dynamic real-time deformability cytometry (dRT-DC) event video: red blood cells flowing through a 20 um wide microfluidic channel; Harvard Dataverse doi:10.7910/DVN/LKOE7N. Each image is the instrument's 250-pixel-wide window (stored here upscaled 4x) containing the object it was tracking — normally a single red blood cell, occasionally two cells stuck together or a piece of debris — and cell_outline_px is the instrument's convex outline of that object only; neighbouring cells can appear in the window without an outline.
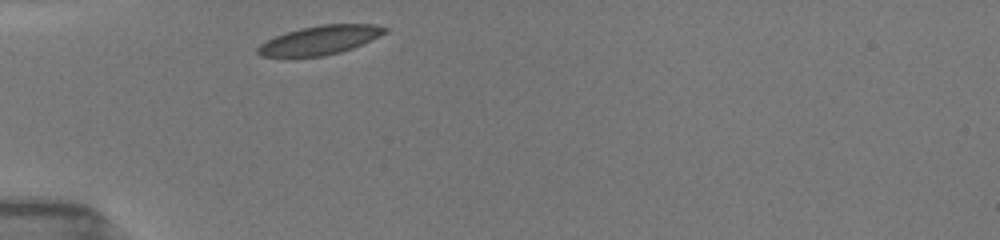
{"species": "common noctule bat (a hibernating species)", "species_latin": "Nyctalus noctula", "temperature_condition": "room temperature", "stored_images_in_passage": 27, "camera_frame_rate_fps": 3000, "um_per_image_px": 0.085, "animal": {"sex": "female", "body_mass_g": 19.5, "forearm_length_mm": 54.1}, "frame": {"image": 1, "passage_image": 1, "time_ms": 0.0, "image_size_px": [1000, 240], "cell_outline_px": [[388, 32], [352, 48], [340, 52], [324, 56], [260, 56], [256, 52], [256, 48], [260, 44], [276, 36], [300, 28], [320, 24], [372, 24], [388, 28]], "centroid_in_image_um": [27.2, 3.4], "position_along_channel_um": 57.8, "area_um2": 21.15}}
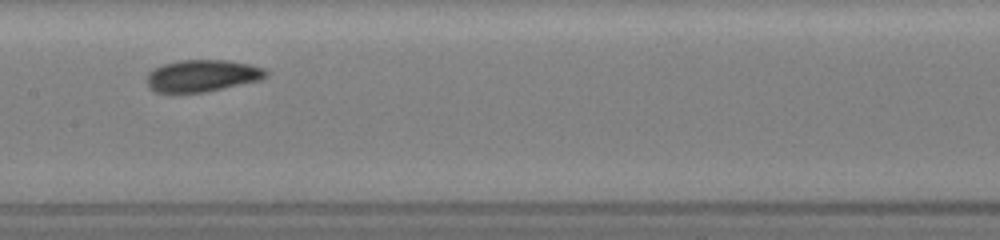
{"frame": {"image": 2, "passage_image": 11, "time_ms": 3.667, "image_size_px": [1000, 240], "cell_outline_px": [[268, 72], [260, 80], [204, 92], [156, 92], [144, 80], [148, 72], [152, 68], [164, 64], [180, 60], [228, 60], [252, 64], [264, 68]], "centroid_in_image_um": [17.17, 6.42], "position_along_channel_um": 190.2, "area_um2": 22.14}}
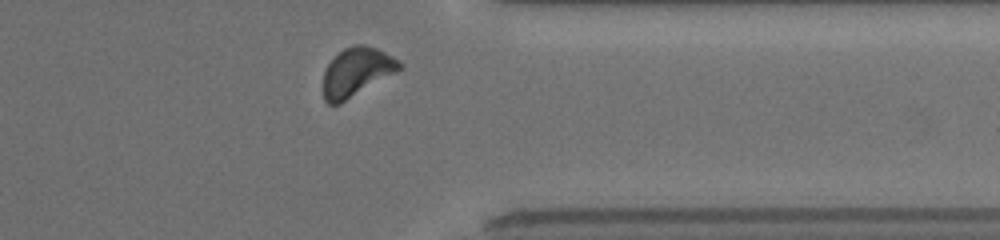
{"frame": {"image": 3, "passage_image": 24, "time_ms": 8.667, "image_size_px": [1000, 240], "cell_outline_px": [[404, 64], [400, 68], [340, 104], [328, 104], [324, 100], [324, 72], [328, 64], [344, 48], [352, 44], [364, 44], [376, 48], [400, 60]], "centroid_in_image_um": [30.29, 6.1], "position_along_channel_um": 381.1, "area_um2": 21.1}, "authors_computed_cell_mechanics": {"area_um2": 21.5016, "velocity_mm_per_s": 3.8915, "shape_relaxation_time_tau1_ms": 3.1485, "shape_relaxation_time_tau2_ms": 7.7666, "deformation_change_tau1": 0.1052, "deformation_change_tau2": 0.1116}}